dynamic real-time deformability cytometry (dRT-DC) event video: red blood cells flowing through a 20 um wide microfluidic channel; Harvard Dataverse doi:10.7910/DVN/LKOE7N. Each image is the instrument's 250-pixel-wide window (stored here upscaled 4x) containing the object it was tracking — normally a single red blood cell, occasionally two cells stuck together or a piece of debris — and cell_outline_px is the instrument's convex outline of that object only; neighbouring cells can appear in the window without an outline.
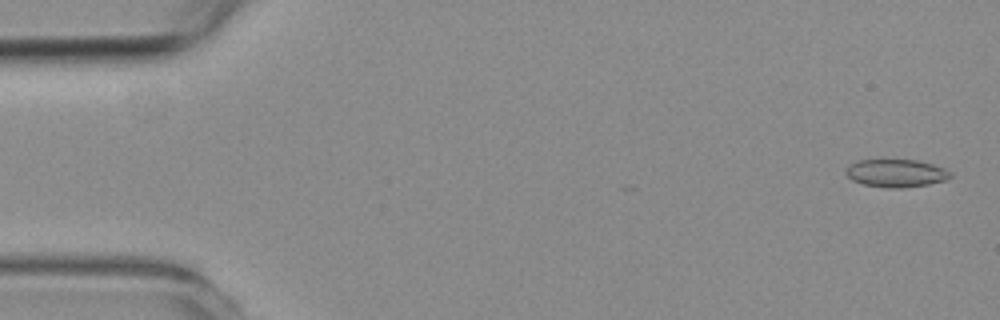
{"species": "common noctule bat (a hibernating species)", "species_latin": "Nyctalus noctula", "temperature_condition": "room temperature", "stored_images_in_passage": 44, "camera_frame_rate_fps": 3000, "um_per_image_px": 0.085, "animal": {"sex": "female", "body_mass_g": 19.3, "forearm_length_mm": 54.1}, "frame": {"image": 1, "passage_image": 2, "time_ms": 0.333, "image_size_px": [1000, 320], "cell_outline_px": [[952, 176], [944, 180], [928, 184], [900, 188], [888, 188], [864, 184], [852, 180], [844, 172], [852, 164], [860, 160], [884, 156], [916, 160], [932, 164], [944, 168], [952, 172]], "centroid_in_image_um": [76.15, 14.66], "position_along_channel_um": 8.8, "area_um2": 17.51}}
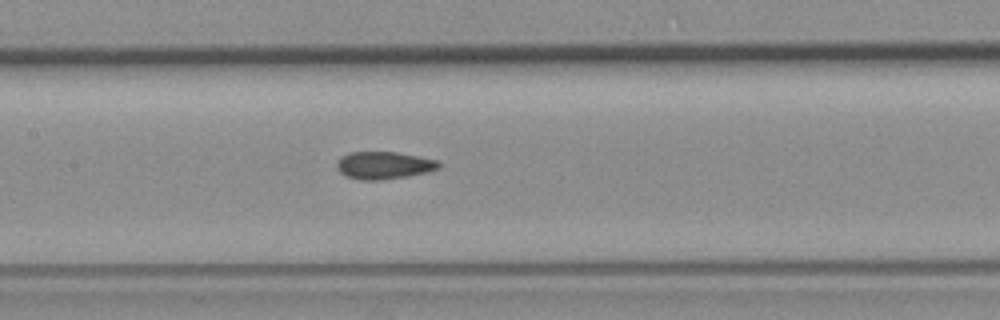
{"frame": {"image": 2, "passage_image": 27, "time_ms": 8.667, "image_size_px": [1000, 320], "cell_outline_px": [[440, 168], [428, 172], [408, 176], [380, 180], [360, 180], [348, 176], [340, 172], [336, 168], [336, 164], [340, 156], [348, 152], [396, 152], [436, 160], [440, 164]], "centroid_in_image_um": [32.6, 14.05], "position_along_channel_um": 174.8, "area_um2": 16.3}}
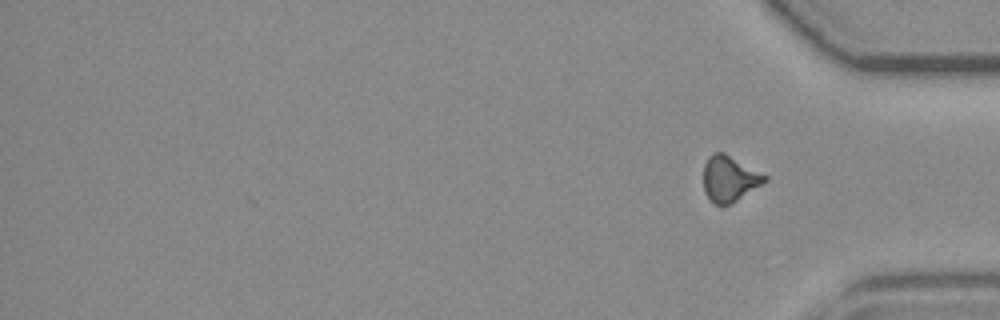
{"frame": {"image": 3, "passage_image": 44, "time_ms": 14.333, "image_size_px": [1000, 320], "cell_outline_px": [[768, 180], [732, 204], [716, 204], [704, 192], [704, 164], [708, 156], [712, 152], [724, 152], [768, 176]], "centroid_in_image_um": [62.01, 15.17], "position_along_channel_um": 373.2, "area_um2": 16.3}, "authors_computed_cell_mechanics": {"area_um2": 16.5308, "velocity_mm_per_s": 3.5807, "shape_relaxation_time_tau1_ms": null, "shape_relaxation_time_tau2_ms": 2.7115, "deformation_change_tau1": null, "deformation_change_tau2": 0.088}}